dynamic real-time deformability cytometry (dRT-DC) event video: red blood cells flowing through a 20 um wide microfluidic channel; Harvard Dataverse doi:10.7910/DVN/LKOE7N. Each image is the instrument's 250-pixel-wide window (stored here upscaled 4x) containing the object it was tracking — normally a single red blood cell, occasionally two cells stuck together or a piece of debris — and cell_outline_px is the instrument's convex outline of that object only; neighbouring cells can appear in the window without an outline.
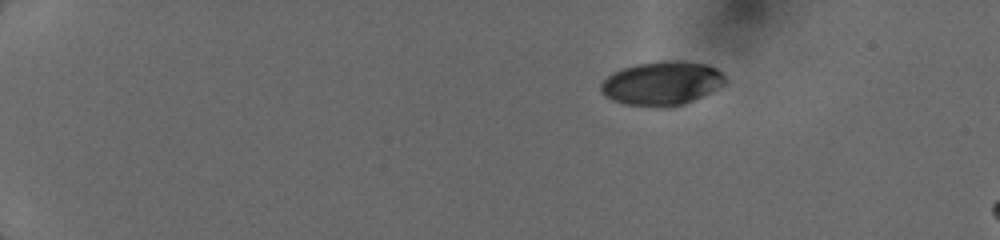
{"species": "human", "species_latin": "Homo sapiens", "temperature_condition": "cold", "stored_images_in_passage": 6, "camera_frame_rate_fps": 3000, "um_per_image_px": 0.085, "donor": {"sex": "female"}, "frame": {"image": 1, "passage_image": 1, "time_ms": 0.0, "image_size_px": [1000, 240], "cell_outline_px": [[728, 80], [724, 84], [684, 104], [624, 104], [612, 100], [604, 96], [600, 88], [600, 84], [612, 72], [636, 64], [660, 60], [680, 60], [708, 64], [716, 68]], "centroid_in_image_um": [56.25, 7.02], "position_along_channel_um": 28.8, "area_um2": 31.04}}